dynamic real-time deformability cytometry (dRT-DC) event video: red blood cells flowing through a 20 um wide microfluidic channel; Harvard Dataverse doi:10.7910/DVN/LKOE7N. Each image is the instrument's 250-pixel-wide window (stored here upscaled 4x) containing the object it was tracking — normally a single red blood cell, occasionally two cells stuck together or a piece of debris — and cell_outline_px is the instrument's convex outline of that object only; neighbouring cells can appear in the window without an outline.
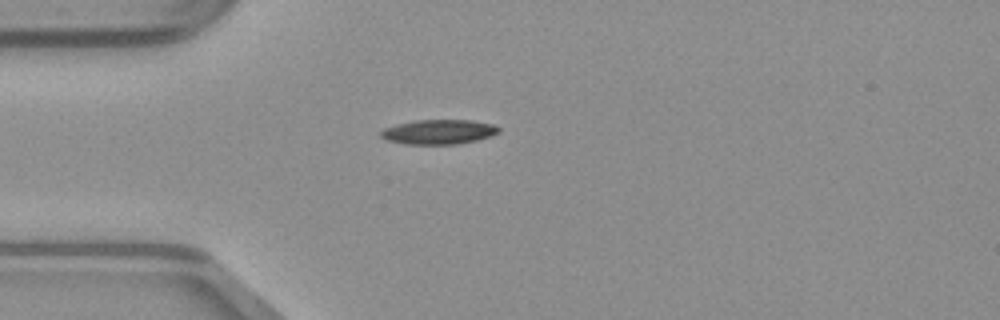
{"species": "common noctule bat (a hibernating species)", "species_latin": "Nyctalus noctula", "temperature_condition": "warm", "stored_images_in_passage": 37, "camera_frame_rate_fps": 3000, "um_per_image_px": 0.085, "animal": {"sex": "male", "body_mass_g": 23.1, "forearm_length_mm": 52.7}, "frame": {"image": 1, "passage_image": 1, "time_ms": 0.0, "image_size_px": [1000, 320], "cell_outline_px": [[500, 132], [492, 136], [476, 140], [456, 144], [404, 144], [384, 140], [380, 136], [380, 132], [384, 128], [396, 124], [416, 120], [472, 120], [492, 124], [500, 128]], "centroid_in_image_um": [37.27, 11.21], "position_along_channel_um": 47.7, "area_um2": 17.05}}
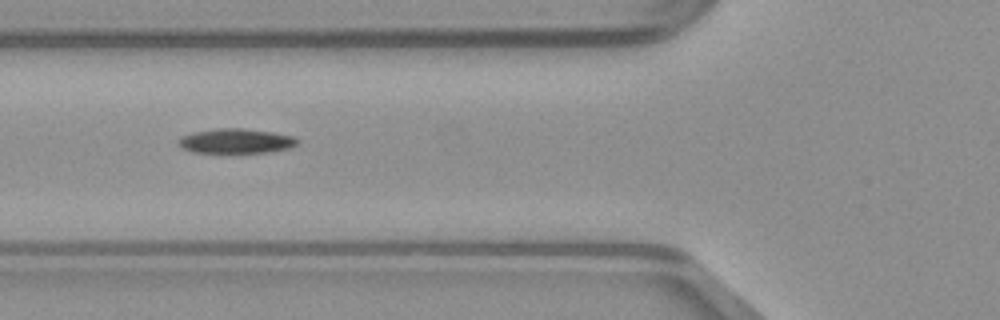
{"frame": {"image": 2, "passage_image": 6, "time_ms": 1.667, "image_size_px": [1000, 320], "cell_outline_px": [[300, 140], [292, 148], [268, 152], [224, 156], [192, 152], [176, 144], [176, 140], [192, 132], [220, 128], [240, 128], [272, 132], [292, 136]], "centroid_in_image_um": [20.02, 12.05], "position_along_channel_um": 105.8, "area_um2": 18.09}}
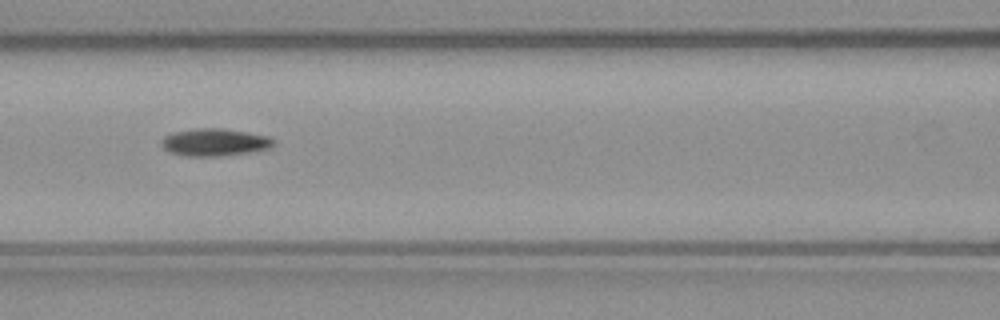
{"frame": {"image": 3, "passage_image": 9, "time_ms": 2.667, "image_size_px": [1000, 320], "cell_outline_px": [[276, 140], [268, 148], [248, 152], [216, 156], [184, 156], [168, 152], [160, 144], [160, 140], [164, 136], [172, 132], [192, 128], [224, 128], [248, 132], [268, 136]], "centroid_in_image_um": [18.17, 12.07], "position_along_channel_um": 148.4, "area_um2": 18.03}}